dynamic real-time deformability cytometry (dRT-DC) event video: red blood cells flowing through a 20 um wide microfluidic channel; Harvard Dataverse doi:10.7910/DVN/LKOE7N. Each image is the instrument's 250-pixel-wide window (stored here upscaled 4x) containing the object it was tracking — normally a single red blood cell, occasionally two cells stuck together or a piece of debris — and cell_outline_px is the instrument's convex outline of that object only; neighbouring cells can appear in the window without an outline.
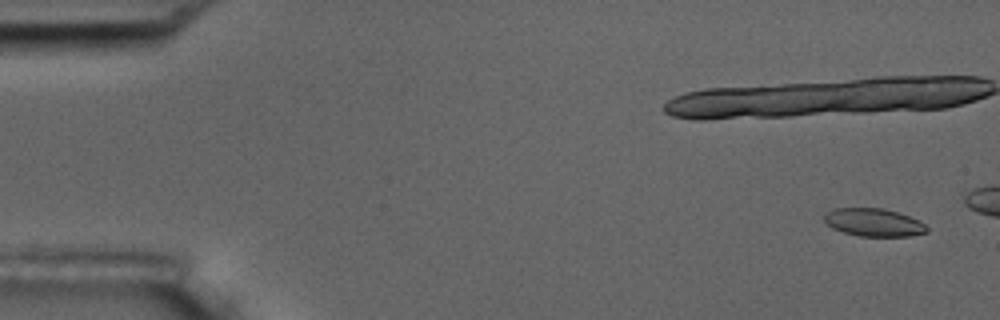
{"species": "common noctule bat (a hibernating species)", "species_latin": "Nyctalus noctula", "temperature_condition": "room temperature", "stored_images_in_passage": 5, "camera_frame_rate_fps": 3000, "um_per_image_px": 0.085, "animal": {"sex": "male", "body_mass_g": 17.5, "forearm_length_mm": 52.3}, "frame": {"image": 1, "passage_image": 1, "time_ms": 0.0, "image_size_px": [1000, 320], "cell_outline_px": [[928, 232], [908, 236], [860, 236], [844, 232], [832, 228], [824, 220], [824, 216], [832, 208], [884, 208], [908, 216], [924, 224], [928, 228]], "centroid_in_image_um": [74.25, 18.9], "position_along_channel_um": 10.8, "area_um2": 16.47}}